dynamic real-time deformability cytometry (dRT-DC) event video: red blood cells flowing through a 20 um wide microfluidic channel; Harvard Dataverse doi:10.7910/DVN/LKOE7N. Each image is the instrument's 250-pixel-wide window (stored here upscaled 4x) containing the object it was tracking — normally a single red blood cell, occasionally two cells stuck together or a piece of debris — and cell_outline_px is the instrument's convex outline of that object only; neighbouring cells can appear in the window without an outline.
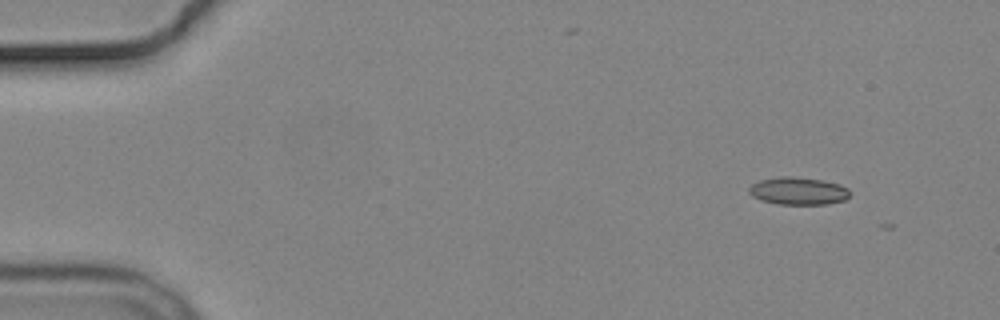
{"species": "common noctule bat (a hibernating species)", "species_latin": "Nyctalus noctula", "temperature_condition": "cold", "stored_images_in_passage": 5, "camera_frame_rate_fps": 3000, "um_per_image_px": 0.085, "animal": {"sex": "male", "body_mass_g": 19.2, "forearm_length_mm": 51.8}, "frame": {"image": 1, "passage_image": 1, "time_ms": 0.0, "image_size_px": [1000, 320], "cell_outline_px": [[848, 196], [844, 200], [828, 204], [776, 204], [760, 200], [752, 196], [748, 192], [748, 188], [752, 184], [760, 180], [780, 176], [792, 176], [820, 180], [840, 184], [848, 188]], "centroid_in_image_um": [67.81, 16.23], "position_along_channel_um": 17.2, "area_um2": 16.18}}
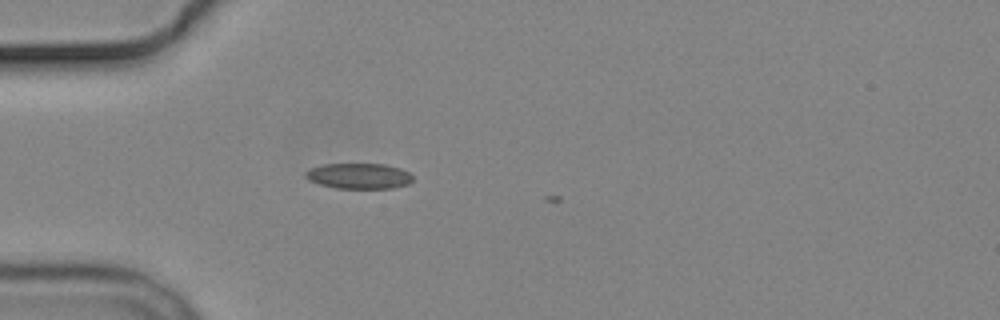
{"frame": {"image": 2, "passage_image": 4, "time_ms": 3.667, "image_size_px": [1000, 320], "cell_outline_px": [[412, 180], [408, 184], [392, 188], [336, 188], [320, 184], [308, 180], [304, 176], [304, 172], [312, 168], [324, 164], [384, 164], [400, 168], [408, 172], [412, 176]], "centroid_in_image_um": [30.49, 14.96], "position_along_channel_um": 54.5, "area_um2": 15.9}}